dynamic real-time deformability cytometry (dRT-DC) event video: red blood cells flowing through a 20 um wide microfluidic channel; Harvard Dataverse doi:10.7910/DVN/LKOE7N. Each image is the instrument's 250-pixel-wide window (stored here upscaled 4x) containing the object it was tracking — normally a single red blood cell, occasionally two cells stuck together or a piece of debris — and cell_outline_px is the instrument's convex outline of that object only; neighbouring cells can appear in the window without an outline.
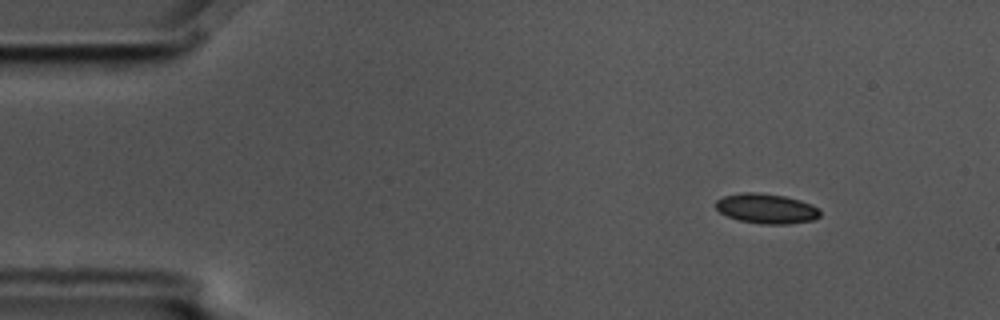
{"species": "common noctule bat (a hibernating species)", "species_latin": "Nyctalus noctula", "temperature_condition": "cold", "stored_images_in_passage": 5, "camera_frame_rate_fps": 3000, "um_per_image_px": 0.085, "animal": {"sex": "male", "body_mass_g": 17.5, "forearm_length_mm": 52.3}, "frame": {"image": 1, "passage_image": 1, "time_ms": 0.0, "image_size_px": [1000, 320], "cell_outline_px": [[820, 216], [812, 220], [788, 224], [760, 224], [740, 220], [728, 216], [720, 212], [716, 208], [716, 200], [724, 196], [740, 192], [760, 192], [784, 196], [800, 200], [812, 204], [820, 208]], "centroid_in_image_um": [65.16, 17.72], "position_along_channel_um": 19.8, "area_um2": 18.26}}
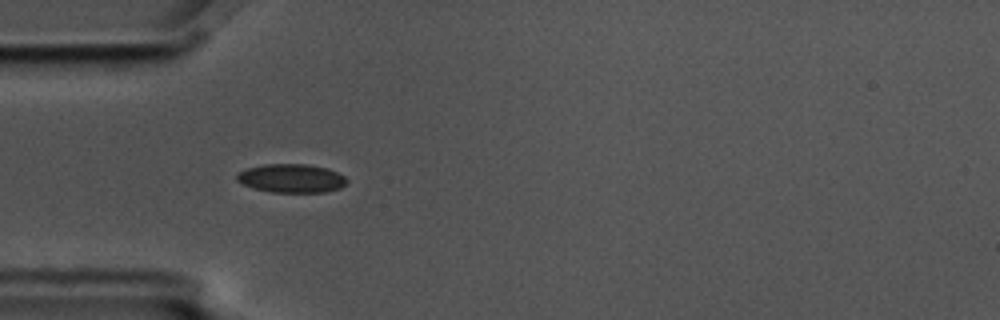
{"frame": {"image": 2, "passage_image": 4, "time_ms": 1.0, "image_size_px": [1000, 320], "cell_outline_px": [[348, 180], [340, 188], [324, 192], [272, 192], [252, 188], [236, 180], [236, 176], [240, 172], [248, 168], [264, 164], [308, 164], [328, 168], [344, 176]], "centroid_in_image_um": [24.77, 15.15], "position_along_channel_um": 60.2, "area_um2": 18.26}}